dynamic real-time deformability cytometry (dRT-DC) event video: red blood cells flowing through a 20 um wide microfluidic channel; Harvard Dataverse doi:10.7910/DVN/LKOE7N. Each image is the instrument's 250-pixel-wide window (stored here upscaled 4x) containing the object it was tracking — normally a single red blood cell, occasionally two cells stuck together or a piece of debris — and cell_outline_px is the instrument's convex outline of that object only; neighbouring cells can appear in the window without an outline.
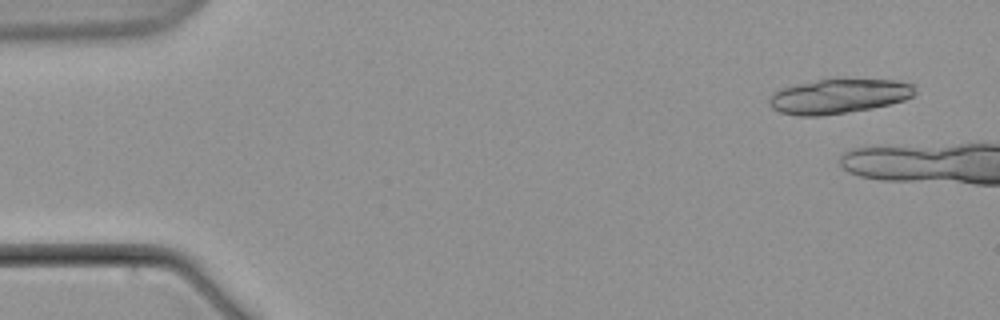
{"species": "common noctule bat (a hibernating species)", "species_latin": "Nyctalus noctula", "temperature_condition": "warm", "stored_images_in_passage": 2, "camera_frame_rate_fps": 3000, "um_per_image_px": 0.085, "animal": {"sex": "male", "body_mass_g": 21.5, "forearm_length_mm": 52.0}, "frame": {"image": 1, "passage_image": 1, "time_ms": 0.0, "image_size_px": [1000, 320], "cell_outline_px": [[916, 92], [912, 96], [904, 100], [872, 108], [820, 116], [796, 116], [780, 112], [772, 108], [768, 104], [768, 100], [772, 92], [780, 88], [796, 84], [832, 76], [836, 76], [896, 80], [912, 84]], "centroid_in_image_um": [71.25, 8.13], "position_along_channel_um": 13.7, "area_um2": 30.46}}